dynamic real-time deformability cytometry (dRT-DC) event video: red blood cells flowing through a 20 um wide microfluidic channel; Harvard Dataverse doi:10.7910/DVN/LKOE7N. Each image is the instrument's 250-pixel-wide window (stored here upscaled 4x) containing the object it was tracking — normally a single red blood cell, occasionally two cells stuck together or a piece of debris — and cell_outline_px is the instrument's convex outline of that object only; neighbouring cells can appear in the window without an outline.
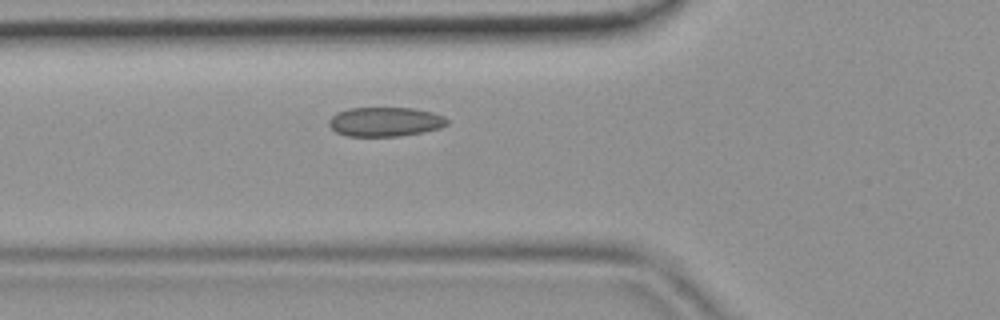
{"species": "common noctule bat (a hibernating species)", "species_latin": "Nyctalus noctula", "temperature_condition": "room temperature", "stored_images_in_passage": 40, "camera_frame_rate_fps": 3000, "um_per_image_px": 0.085, "animal": {"sex": "female", "body_mass_g": 19.9}, "frame": {"image": 1, "passage_image": 12, "time_ms": 3.667, "image_size_px": [1000, 320], "cell_outline_px": [[448, 124], [440, 128], [424, 132], [396, 136], [348, 136], [336, 132], [328, 124], [328, 120], [336, 112], [348, 108], [412, 108], [432, 112], [444, 116], [448, 120]], "centroid_in_image_um": [32.73, 10.35], "position_along_channel_um": 93.1, "area_um2": 20.23}}
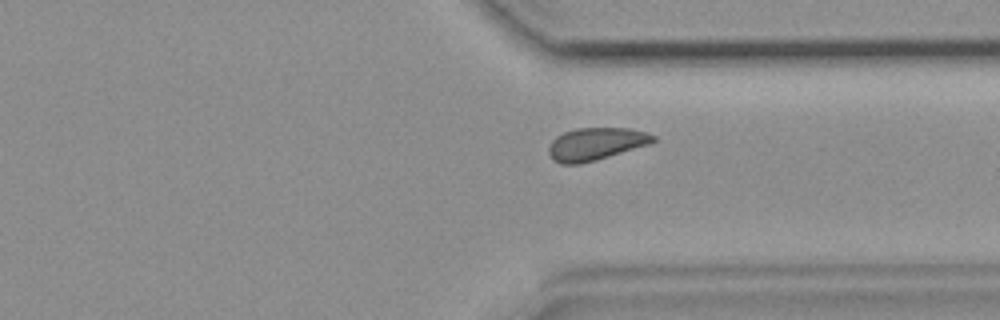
{"frame": {"image": 2, "passage_image": 30, "time_ms": 9.667, "image_size_px": [1000, 320], "cell_outline_px": [[656, 140], [648, 144], [596, 160], [580, 164], [560, 164], [552, 160], [548, 152], [548, 148], [552, 140], [556, 136], [564, 132], [576, 128], [628, 128], [648, 132], [656, 136]], "centroid_in_image_um": [50.61, 12.23], "position_along_channel_um": 360.8, "area_um2": 19.83}}
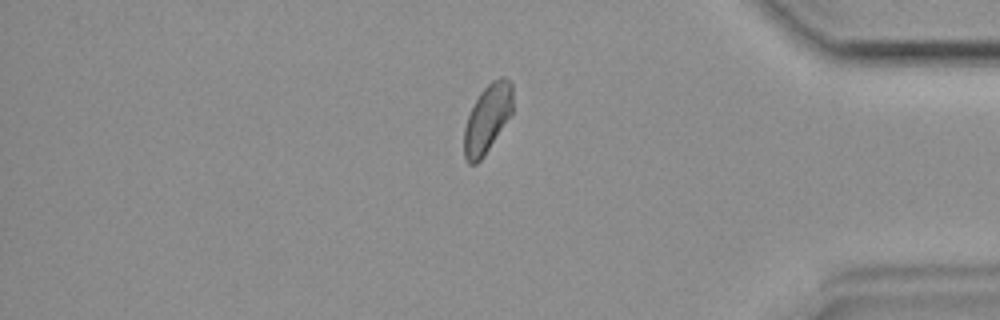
{"frame": {"image": 3, "passage_image": 34, "time_ms": 11.0, "image_size_px": [1000, 320], "cell_outline_px": [[512, 112], [484, 156], [476, 164], [468, 164], [464, 156], [464, 128], [468, 116], [480, 92], [492, 80], [500, 76], [504, 76], [512, 84]], "centroid_in_image_um": [41.41, 10.08], "position_along_channel_um": 393.8, "area_um2": 19.13}}